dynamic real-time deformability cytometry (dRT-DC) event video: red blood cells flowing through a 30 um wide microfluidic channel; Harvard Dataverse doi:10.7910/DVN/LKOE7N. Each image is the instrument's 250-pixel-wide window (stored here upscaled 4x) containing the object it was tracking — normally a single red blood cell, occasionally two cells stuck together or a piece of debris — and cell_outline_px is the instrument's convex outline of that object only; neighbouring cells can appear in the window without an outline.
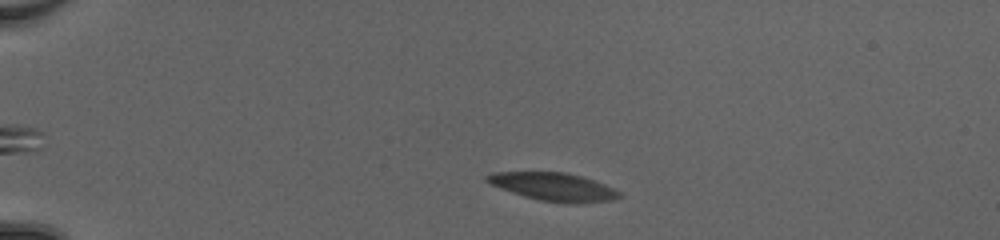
{"species": "common noctule bat (a hibernating species)", "species_latin": "Nyctalus noctula", "temperature_condition": "cold", "stored_images_in_passage": 51, "camera_frame_rate_fps": 3000, "um_per_image_px": 0.085, "animal": {"sex": "female", "body_mass_g": 20.0, "forearm_length_mm": 54.0}, "frame": {"image": 1, "passage_image": 7, "time_ms": 2.0, "image_size_px": [1000, 240], "cell_outline_px": [[620, 196], [608, 200], [540, 200], [512, 192], [492, 184], [484, 180], [484, 176], [496, 172], [564, 172], [580, 176], [604, 184], [620, 192]], "centroid_in_image_um": [46.94, 15.81], "position_along_channel_um": 38.1, "area_um2": 20.11}}
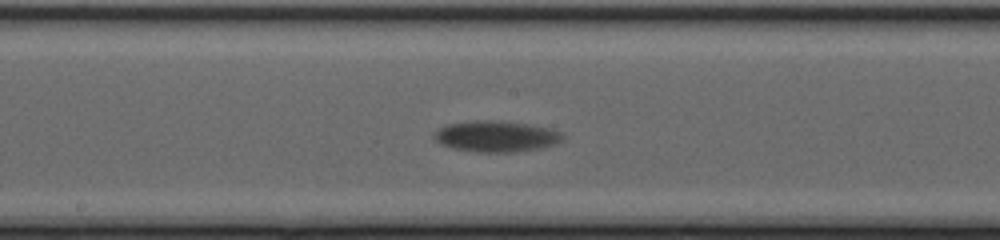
{"frame": {"image": 2, "passage_image": 26, "time_ms": 8.333, "image_size_px": [1000, 240], "cell_outline_px": [[560, 140], [552, 144], [536, 148], [516, 152], [480, 152], [456, 148], [444, 144], [436, 140], [436, 132], [440, 128], [448, 124], [476, 120], [500, 120], [528, 124], [548, 128], [560, 132]], "centroid_in_image_um": [42.16, 11.57], "position_along_channel_um": 206.0, "area_um2": 22.48}}
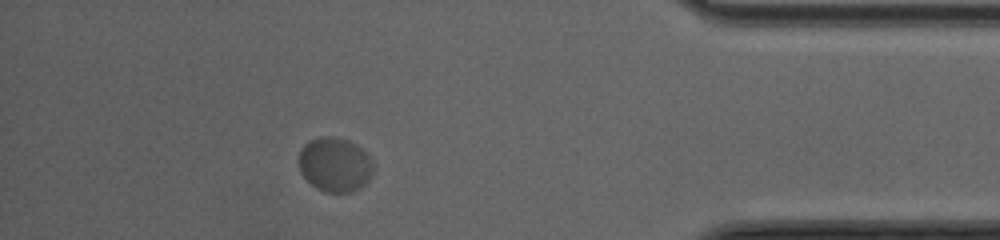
{"frame": {"image": 3, "passage_image": 45, "time_ms": 14.667, "image_size_px": [1000, 240], "cell_outline_px": [[372, 172], [368, 180], [360, 188], [352, 192], [324, 192], [316, 188], [300, 172], [300, 148], [308, 140], [320, 136], [332, 136], [348, 140], [356, 144], [372, 160]], "centroid_in_image_um": [28.45, 13.98], "position_along_channel_um": 406.8, "area_um2": 23.52}, "authors_computed_cell_mechanics": {"area_um2": 21.964, "velocity_mm_per_s": 3.7142, "shape_relaxation_time_tau1_ms": 2.4673, "shape_relaxation_time_tau2_ms": null, "deformation_change_tau1": 0.066, "deformation_change_tau2": null}}